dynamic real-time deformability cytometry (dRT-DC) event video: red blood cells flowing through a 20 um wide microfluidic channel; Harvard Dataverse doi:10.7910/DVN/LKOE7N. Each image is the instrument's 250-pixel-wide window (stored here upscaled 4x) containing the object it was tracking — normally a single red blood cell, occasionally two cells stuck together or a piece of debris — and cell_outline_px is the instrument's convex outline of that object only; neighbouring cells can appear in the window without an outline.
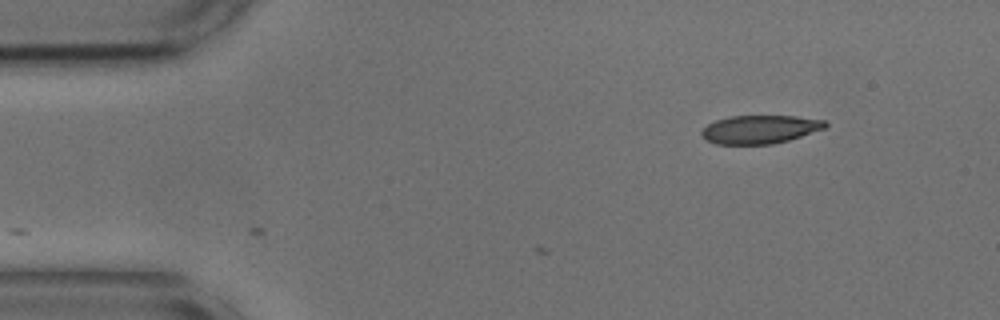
{"species": "common noctule bat (a hibernating species)", "species_latin": "Nyctalus noctula", "temperature_condition": "cold", "stored_images_in_passage": 4, "camera_frame_rate_fps": 3000, "um_per_image_px": 0.085, "animal": {"sex": "male", "body_mass_g": 17.9, "forearm_length_mm": 54.2}, "frame": {"image": 1, "passage_image": 1, "time_ms": 0.0, "image_size_px": [1000, 320], "cell_outline_px": [[828, 124], [824, 128], [788, 140], [772, 144], [716, 144], [708, 140], [700, 132], [708, 124], [716, 120], [732, 116], [796, 116], [824, 120]], "centroid_in_image_um": [64.59, 10.99], "position_along_channel_um": 20.4, "area_um2": 20.11}}